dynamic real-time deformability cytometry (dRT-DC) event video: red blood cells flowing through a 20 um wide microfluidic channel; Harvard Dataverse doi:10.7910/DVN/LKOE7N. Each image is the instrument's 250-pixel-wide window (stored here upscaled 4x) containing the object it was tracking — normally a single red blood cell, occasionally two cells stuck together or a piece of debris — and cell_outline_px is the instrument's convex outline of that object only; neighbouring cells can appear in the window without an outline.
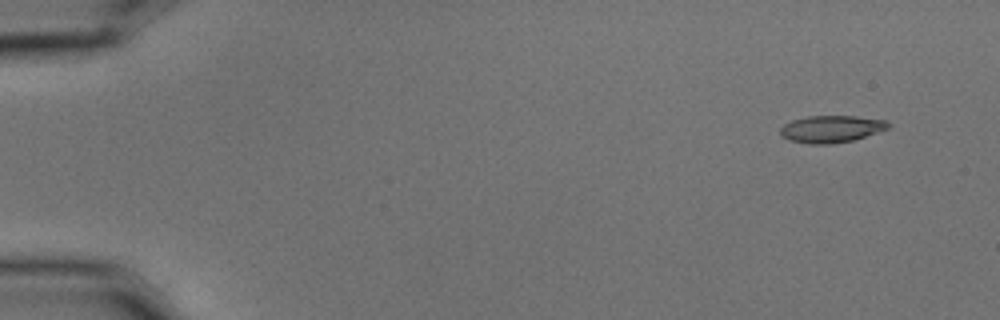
{"species": "common noctule bat (a hibernating species)", "species_latin": "Nyctalus noctula", "temperature_condition": "cold", "stored_images_in_passage": 6, "camera_frame_rate_fps": 3000, "um_per_image_px": 0.085, "animal": {"sex": "male", "body_mass_g": 15.6}, "frame": {"image": 1, "passage_image": 1, "time_ms": 0.0, "image_size_px": [1000, 320], "cell_outline_px": [[892, 124], [888, 128], [852, 140], [828, 144], [808, 144], [788, 140], [780, 136], [780, 128], [784, 124], [792, 120], [808, 116], [856, 116], [888, 120]], "centroid_in_image_um": [70.63, 10.95], "position_along_channel_um": 14.4, "area_um2": 17.05}}
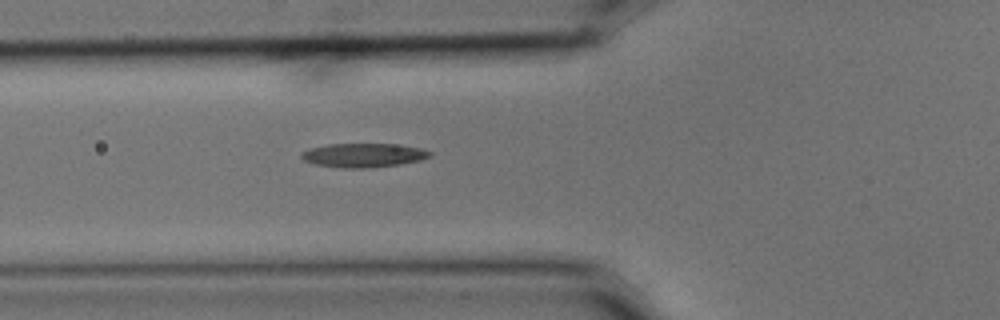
{"frame": {"image": 2, "passage_image": 6, "time_ms": 1.667, "image_size_px": [1000, 320], "cell_outline_px": [[432, 156], [420, 160], [400, 164], [368, 168], [340, 168], [316, 164], [304, 160], [300, 156], [300, 152], [308, 148], [328, 144], [396, 144], [420, 148], [432, 152]], "centroid_in_image_um": [30.87, 13.19], "position_along_channel_um": 94.9, "area_um2": 18.03}}